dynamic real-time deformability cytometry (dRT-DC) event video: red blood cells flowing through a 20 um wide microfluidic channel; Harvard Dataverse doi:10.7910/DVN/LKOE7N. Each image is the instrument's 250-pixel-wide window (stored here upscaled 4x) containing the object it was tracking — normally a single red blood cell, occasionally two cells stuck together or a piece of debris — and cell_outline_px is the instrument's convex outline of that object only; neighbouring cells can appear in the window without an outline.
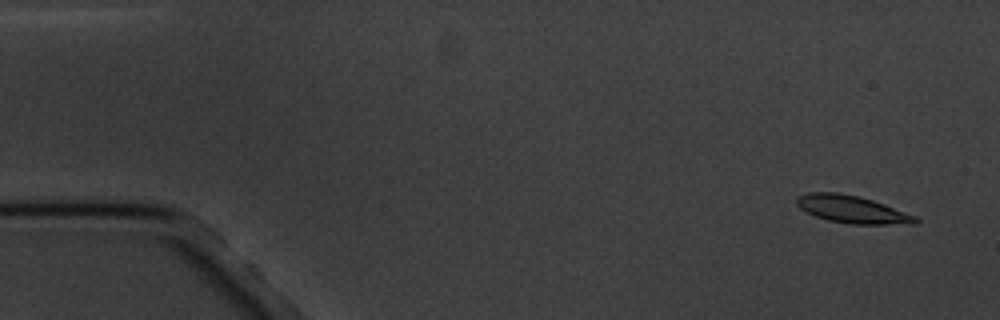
{"species": "common noctule bat (a hibernating species)", "species_latin": "Nyctalus noctula", "temperature_condition": "cold", "stored_images_in_passage": 7, "camera_frame_rate_fps": 3000, "um_per_image_px": 0.085, "animal": {"sex": "male", "body_mass_g": 20.1, "forearm_length_mm": 53.5}, "frame": {"image": 1, "passage_image": 1, "time_ms": 0.0, "image_size_px": [1000, 320], "cell_outline_px": [[920, 220], [916, 224], [848, 224], [828, 220], [816, 216], [800, 208], [796, 204], [796, 196], [808, 192], [836, 192], [860, 196], [884, 204], [916, 216]], "centroid_in_image_um": [72.43, 17.79], "position_along_channel_um": 12.6, "area_um2": 19.07}}
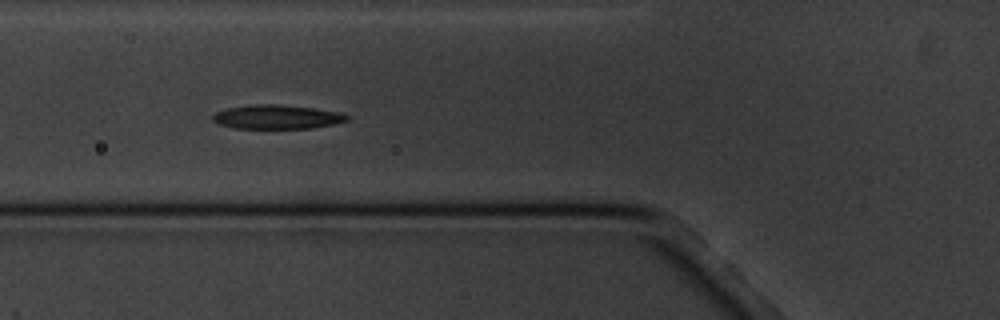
{"frame": {"image": 2, "passage_image": 6, "time_ms": 6.0, "image_size_px": [1000, 320], "cell_outline_px": [[348, 120], [332, 124], [312, 128], [232, 128], [220, 124], [212, 120], [212, 116], [216, 112], [228, 108], [252, 104], [276, 104], [316, 108], [340, 112], [348, 116]], "centroid_in_image_um": [23.53, 9.93], "position_along_channel_um": 102.3, "area_um2": 18.73}}
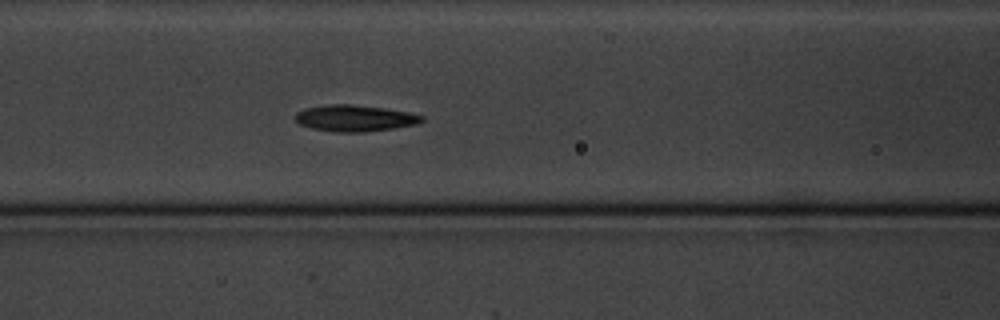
{"frame": {"image": 3, "passage_image": 7, "time_ms": 7.0, "image_size_px": [1000, 320], "cell_outline_px": [[424, 120], [420, 124], [364, 132], [332, 132], [312, 128], [300, 124], [292, 116], [296, 112], [304, 108], [324, 104], [348, 104], [388, 108], [408, 112], [424, 116]], "centroid_in_image_um": [30.14, 10.04], "position_along_channel_um": 136.5, "area_um2": 19.77}}